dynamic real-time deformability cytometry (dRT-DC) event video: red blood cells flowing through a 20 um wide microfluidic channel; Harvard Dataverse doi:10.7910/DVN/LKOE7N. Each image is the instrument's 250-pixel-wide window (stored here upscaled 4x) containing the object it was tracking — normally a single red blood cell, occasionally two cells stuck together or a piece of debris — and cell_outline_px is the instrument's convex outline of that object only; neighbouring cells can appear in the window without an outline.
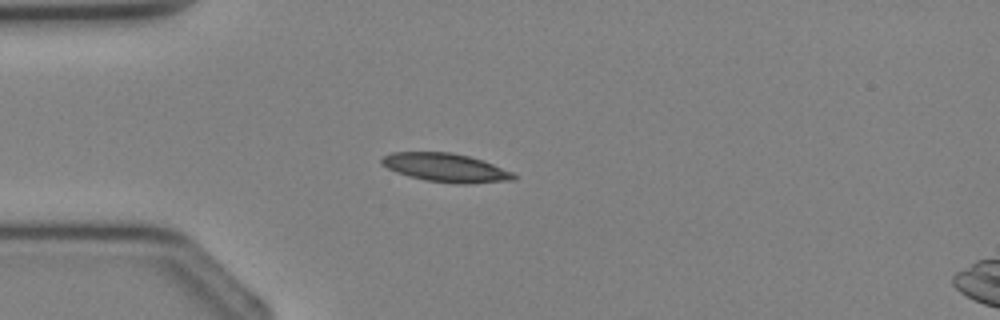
{"species": "Egyptian fruit bat (a non-hibernating species)", "species_latin": "Rousettus aegyptiacus", "temperature_condition": "cold", "stored_images_in_passage": 4, "segment_of_instrument_passage": [1, 2], "camera_frame_rate_fps": 3000, "um_per_image_px": 0.085, "animal": {"sex": "female"}, "frame": {"image": 1, "passage_image": 3, "time_ms": 2.333, "image_size_px": [1000, 320], "cell_outline_px": [[516, 180], [464, 184], [424, 180], [408, 176], [396, 172], [380, 164], [380, 160], [384, 156], [392, 152], [452, 152], [468, 156], [492, 164], [512, 172], [516, 176]], "centroid_in_image_um": [37.86, 14.25], "position_along_channel_um": 47.1, "area_um2": 21.85}}